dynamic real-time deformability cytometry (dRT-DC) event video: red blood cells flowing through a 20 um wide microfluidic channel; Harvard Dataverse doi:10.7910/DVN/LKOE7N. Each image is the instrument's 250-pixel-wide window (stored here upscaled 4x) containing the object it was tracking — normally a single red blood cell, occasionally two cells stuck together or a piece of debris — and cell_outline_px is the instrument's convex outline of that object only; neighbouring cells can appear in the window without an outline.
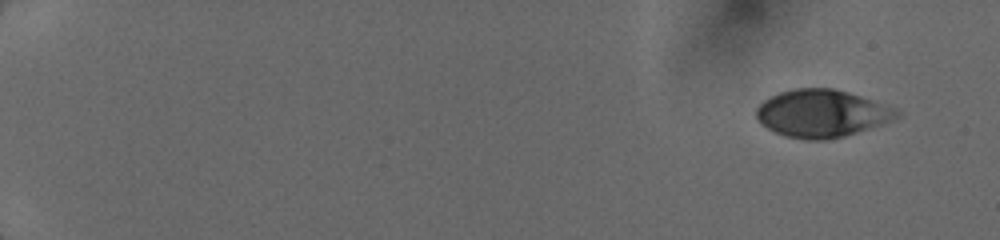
{"species": "human", "species_latin": "Homo sapiens", "temperature_condition": "cold", "stored_images_in_passage": 71, "camera_frame_rate_fps": 3000, "um_per_image_px": 0.085, "donor": {"sex": "female"}, "frame": {"image": 1, "passage_image": 1, "time_ms": 0.0, "image_size_px": [1000, 240], "cell_outline_px": [[900, 116], [880, 124], [844, 136], [824, 140], [804, 140], [784, 136], [760, 124], [756, 120], [756, 108], [764, 100], [780, 92], [792, 88], [832, 88], [848, 92], [896, 108], [900, 112]], "centroid_in_image_um": [69.8, 9.64], "position_along_channel_um": 15.2, "area_um2": 38.73}}
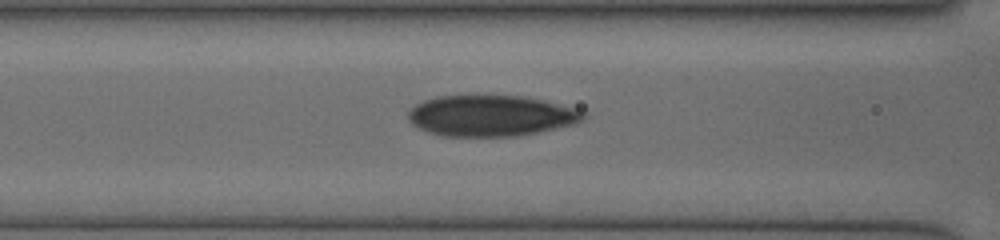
{"frame": {"image": 2, "passage_image": 43, "time_ms": 7.0, "image_size_px": [1000, 240], "cell_outline_px": [[588, 116], [584, 120], [576, 124], [516, 136], [444, 136], [428, 132], [412, 124], [408, 120], [408, 112], [416, 104], [424, 100], [436, 96], [524, 96], [580, 108], [588, 112]], "centroid_in_image_um": [41.8, 9.83], "position_along_channel_um": 124.8, "area_um2": 42.08}}
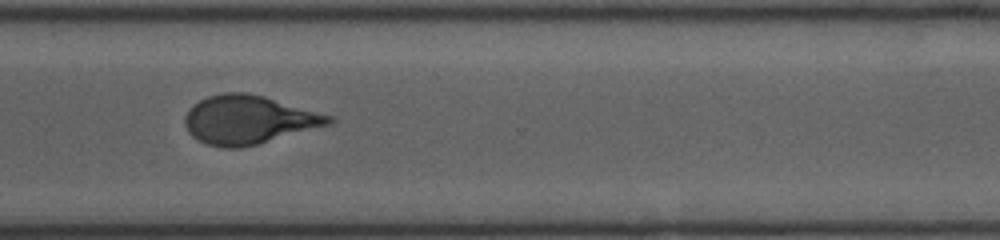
{"frame": {"image": 3, "passage_image": 70, "time_ms": 12.333, "image_size_px": [1000, 240], "cell_outline_px": [[336, 120], [332, 124], [256, 144], [240, 148], [224, 148], [208, 144], [192, 136], [188, 132], [184, 124], [184, 116], [188, 108], [192, 104], [208, 96], [224, 92], [244, 92], [264, 96], [332, 116]], "centroid_in_image_um": [21.1, 10.17], "position_along_channel_um": 349.5, "area_um2": 40.63}}